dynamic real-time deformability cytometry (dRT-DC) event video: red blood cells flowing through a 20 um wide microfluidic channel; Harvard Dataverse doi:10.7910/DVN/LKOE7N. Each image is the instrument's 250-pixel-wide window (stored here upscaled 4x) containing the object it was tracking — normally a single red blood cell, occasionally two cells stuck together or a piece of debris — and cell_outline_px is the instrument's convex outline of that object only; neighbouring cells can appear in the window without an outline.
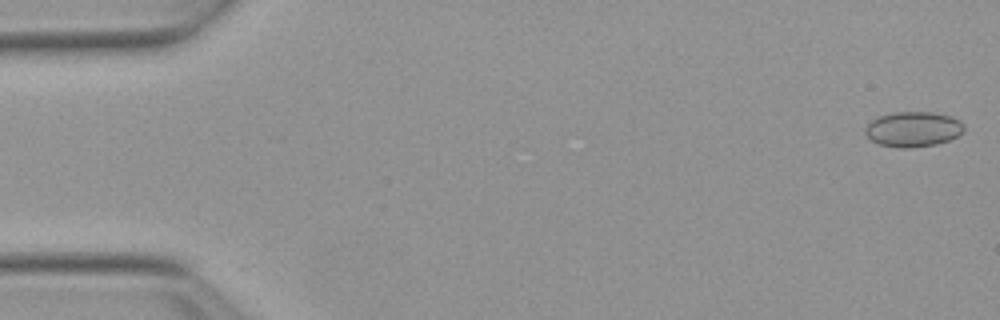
{"species": "Egyptian fruit bat (a non-hibernating species)", "species_latin": "Rousettus aegyptiacus", "temperature_condition": "warm", "stored_images_in_passage": 52, "camera_frame_rate_fps": 3000, "um_per_image_px": 0.085, "animal": {"sex": "female"}, "frame": {"image": 1, "passage_image": 1, "time_ms": 0.0, "image_size_px": [1000, 320], "cell_outline_px": [[964, 132], [948, 140], [936, 144], [912, 148], [900, 148], [880, 144], [872, 140], [864, 132], [864, 128], [876, 116], [892, 112], [932, 112], [952, 116], [960, 120], [964, 124]], "centroid_in_image_um": [77.62, 10.97], "position_along_channel_um": 7.4, "area_um2": 20.4}}
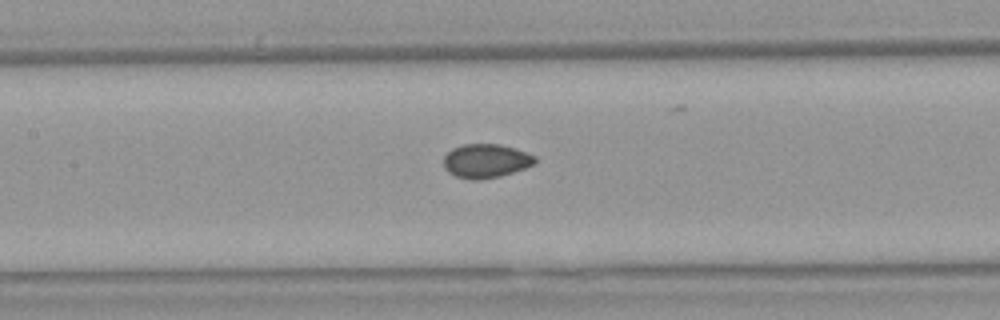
{"frame": {"image": 2, "passage_image": 24, "time_ms": 7.667, "image_size_px": [1000, 320], "cell_outline_px": [[536, 164], [500, 176], [480, 180], [472, 180], [456, 176], [448, 172], [444, 168], [444, 156], [452, 148], [464, 144], [500, 144], [516, 148], [536, 156]], "centroid_in_image_um": [41.31, 13.67], "position_along_channel_um": 166.1, "area_um2": 18.15}}
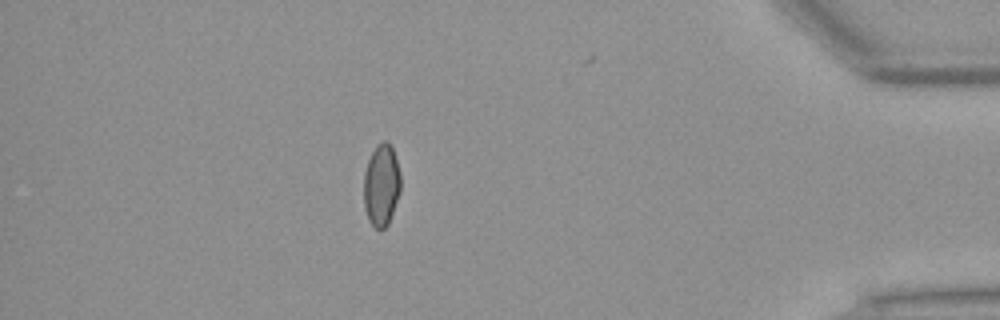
{"frame": {"image": 3, "passage_image": 46, "time_ms": 15.0, "image_size_px": [1000, 320], "cell_outline_px": [[400, 192], [388, 224], [380, 232], [368, 220], [364, 208], [364, 172], [368, 160], [376, 144], [384, 140], [388, 140], [392, 144], [400, 172]], "centroid_in_image_um": [32.42, 15.71], "position_along_channel_um": 402.8, "area_um2": 17.92}}